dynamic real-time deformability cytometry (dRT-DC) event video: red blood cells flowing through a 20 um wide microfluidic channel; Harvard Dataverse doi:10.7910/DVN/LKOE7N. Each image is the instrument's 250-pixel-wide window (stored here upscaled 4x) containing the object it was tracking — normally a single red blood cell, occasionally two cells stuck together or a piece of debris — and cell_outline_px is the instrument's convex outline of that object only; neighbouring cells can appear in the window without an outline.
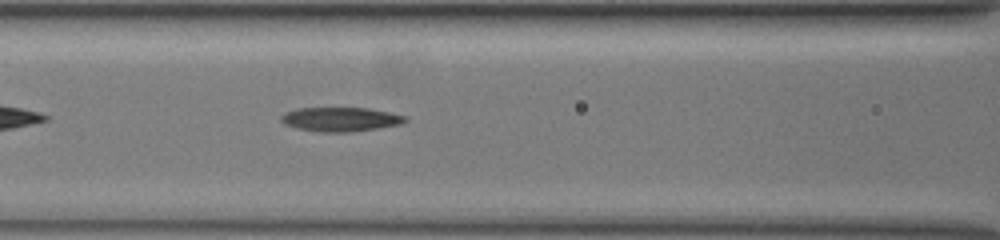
{"species": "common noctule bat (a hibernating species)", "species_latin": "Nyctalus noctula", "temperature_condition": "warm", "stored_images_in_passage": 33, "camera_frame_rate_fps": 3000, "um_per_image_px": 0.085, "animal": {"sex": "female", "body_mass_g": 19.5, "forearm_length_mm": 54.1}, "frame": {"image": 1, "passage_image": 8, "time_ms": 2.333, "image_size_px": [1000, 240], "cell_outline_px": [[408, 120], [400, 124], [376, 128], [348, 132], [320, 132], [296, 128], [284, 124], [280, 120], [280, 116], [284, 112], [300, 108], [368, 108], [408, 116]], "centroid_in_image_um": [28.92, 10.14], "position_along_channel_um": 137.7, "area_um2": 17.46}}
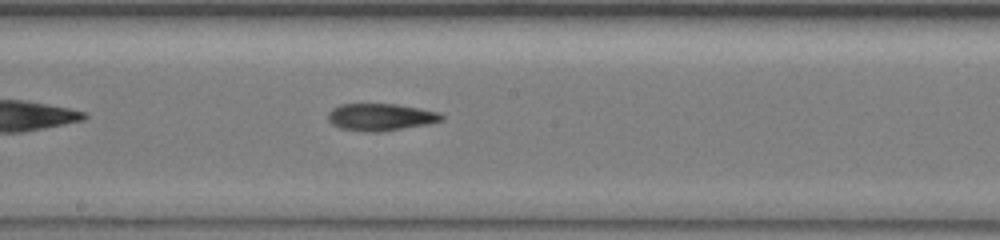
{"frame": {"image": 2, "passage_image": 14, "time_ms": 4.333, "image_size_px": [1000, 240], "cell_outline_px": [[444, 120], [428, 124], [380, 132], [364, 132], [340, 128], [332, 124], [328, 120], [328, 112], [332, 108], [340, 104], [396, 104], [440, 112], [444, 116]], "centroid_in_image_um": [32.35, 9.95], "position_along_channel_um": 215.9, "area_um2": 18.09}}
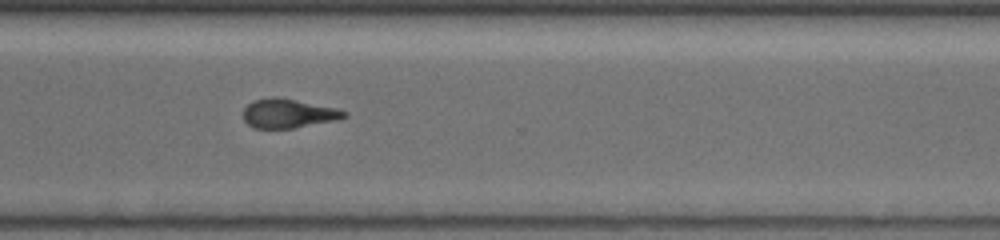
{"frame": {"image": 3, "passage_image": 24, "time_ms": 7.667, "image_size_px": [1000, 240], "cell_outline_px": [[348, 116], [332, 120], [292, 128], [252, 128], [244, 120], [244, 108], [252, 100], [272, 96], [276, 96], [332, 108], [348, 112]], "centroid_in_image_um": [24.41, 9.63], "position_along_channel_um": 346.2, "area_um2": 16.7}}